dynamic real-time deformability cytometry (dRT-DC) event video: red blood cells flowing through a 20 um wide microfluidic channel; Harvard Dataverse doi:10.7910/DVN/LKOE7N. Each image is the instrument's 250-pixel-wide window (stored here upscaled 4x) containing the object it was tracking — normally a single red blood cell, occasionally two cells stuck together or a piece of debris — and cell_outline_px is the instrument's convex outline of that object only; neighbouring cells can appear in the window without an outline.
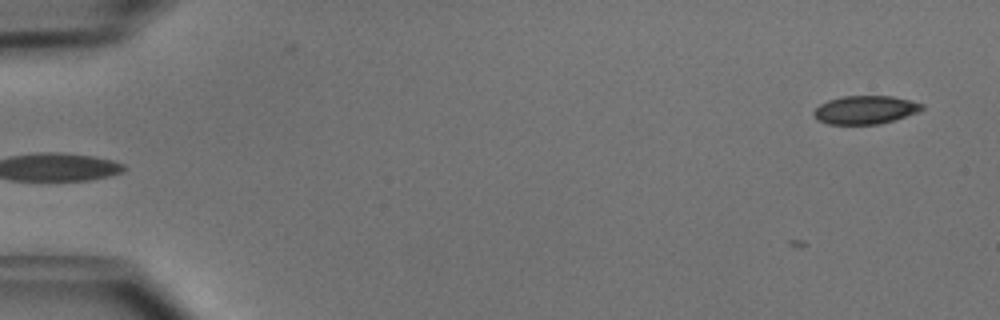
{"species": "common noctule bat (a hibernating species)", "species_latin": "Nyctalus noctula", "temperature_condition": "cold", "stored_images_in_passage": 11, "camera_frame_rate_fps": 3000, "um_per_image_px": 0.085, "animal": {"sex": "male", "body_mass_g": 15.6}, "frame": {"image": 1, "passage_image": 1, "time_ms": 0.0, "image_size_px": [1000, 320], "cell_outline_px": [[924, 108], [916, 112], [880, 124], [828, 124], [816, 120], [812, 112], [820, 104], [828, 100], [844, 96], [892, 96], [924, 104]], "centroid_in_image_um": [73.49, 9.34], "position_along_channel_um": 11.5, "area_um2": 17.69}}